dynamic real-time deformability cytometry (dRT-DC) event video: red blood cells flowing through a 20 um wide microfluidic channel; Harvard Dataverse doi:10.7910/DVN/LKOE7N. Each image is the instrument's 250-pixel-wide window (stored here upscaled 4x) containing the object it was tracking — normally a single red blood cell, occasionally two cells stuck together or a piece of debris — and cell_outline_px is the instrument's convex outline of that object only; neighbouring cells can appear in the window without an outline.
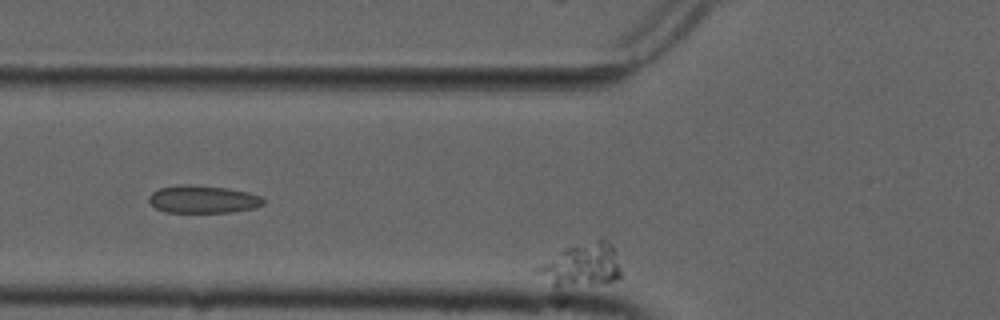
{"species": "common noctule bat (a hibernating species)", "species_latin": "Nyctalus noctula", "temperature_condition": "cold", "stored_images_in_passage": 6, "camera_frame_rate_fps": 3000, "um_per_image_px": 0.085, "animal": {"sex": "male", "forearm_length_mm": 52.5}, "frame": {"image": 1, "passage_image": 4, "time_ms": 1.0, "image_size_px": [1000, 320], "cell_outline_px": [[620, 276], [616, 280], [592, 284], [556, 288], [532, 272], [532, 268], [564, 248], [600, 240], [604, 240], [616, 252], [620, 268]], "centroid_in_image_um": [49.33, 22.58], "position_along_channel_um": 76.5, "area_um2": 20.98}}
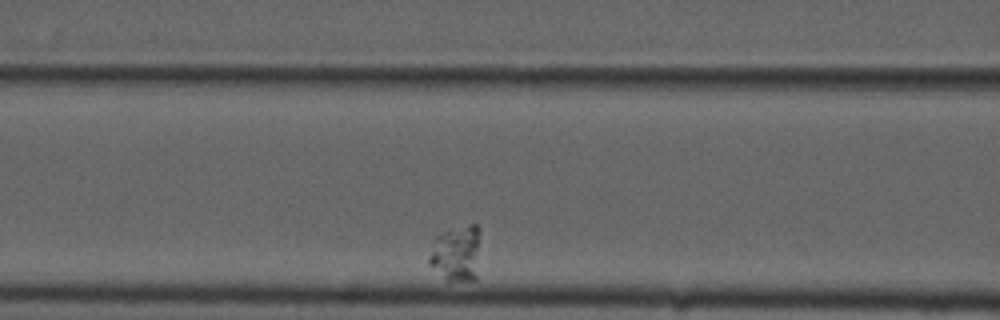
{"frame": {"image": 2, "passage_image": 6, "time_ms": 1.667, "image_size_px": [1000, 320], "cell_outline_px": [[480, 228], [476, 280], [448, 284], [428, 264], [428, 256], [432, 240], [436, 236], [444, 232], [472, 224], [476, 224]], "centroid_in_image_um": [38.76, 21.61], "position_along_channel_um": 127.8, "area_um2": 17.28}}